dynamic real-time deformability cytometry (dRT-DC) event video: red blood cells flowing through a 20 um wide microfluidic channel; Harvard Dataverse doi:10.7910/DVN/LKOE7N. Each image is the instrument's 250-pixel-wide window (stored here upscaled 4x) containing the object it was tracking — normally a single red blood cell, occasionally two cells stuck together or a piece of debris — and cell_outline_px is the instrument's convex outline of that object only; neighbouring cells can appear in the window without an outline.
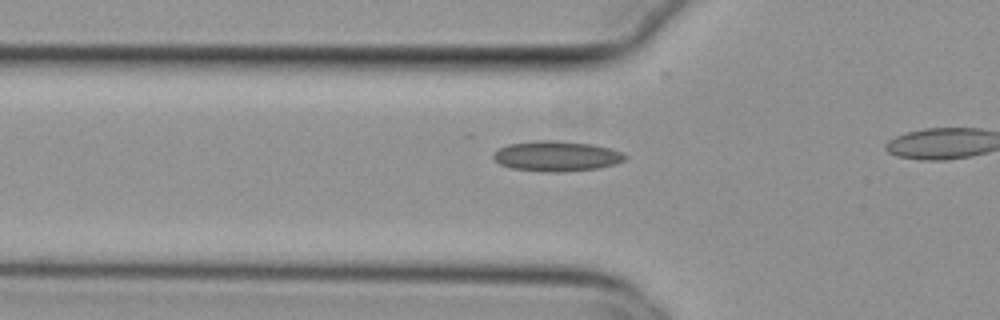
{"species": "common noctule bat (a hibernating species)", "species_latin": "Nyctalus noctula", "temperature_condition": "cold", "stored_images_in_passage": 24, "camera_frame_rate_fps": 3000, "um_per_image_px": 0.085, "animal": {"sex": "female", "body_mass_g": 29.2, "forearm_length_mm": 56.3}, "frame": {"image": 1, "passage_image": 15, "time_ms": 4.667, "image_size_px": [1000, 320], "cell_outline_px": [[628, 156], [624, 160], [616, 164], [600, 168], [560, 172], [544, 172], [512, 168], [500, 164], [492, 156], [492, 152], [508, 144], [536, 140], [556, 140], [592, 144], [608, 148], [620, 152]], "centroid_in_image_um": [47.29, 13.27], "position_along_channel_um": 78.5, "area_um2": 23.29}}
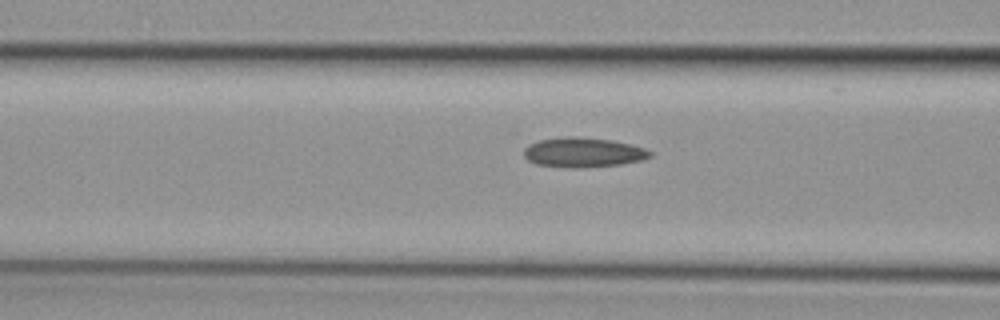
{"frame": {"image": 2, "passage_image": 18, "time_ms": 5.667, "image_size_px": [1000, 320], "cell_outline_px": [[652, 156], [640, 160], [620, 164], [576, 168], [572, 168], [536, 164], [528, 160], [524, 156], [524, 140], [564, 136], [568, 136], [612, 140], [644, 148], [652, 152]], "centroid_in_image_um": [49.42, 12.93], "position_along_channel_um": 117.2, "area_um2": 22.2}}
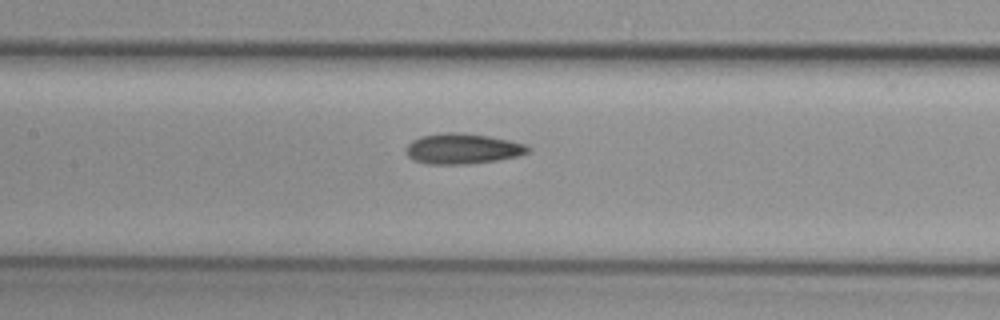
{"frame": {"image": 3, "passage_image": 22, "time_ms": 7.0, "image_size_px": [1000, 320], "cell_outline_px": [[532, 148], [528, 152], [520, 156], [496, 160], [468, 164], [428, 164], [412, 160], [408, 156], [408, 144], [412, 140], [424, 136], [440, 132], [460, 132], [488, 136], [528, 144]], "centroid_in_image_um": [39.36, 12.64], "position_along_channel_um": 168.0, "area_um2": 21.68}}